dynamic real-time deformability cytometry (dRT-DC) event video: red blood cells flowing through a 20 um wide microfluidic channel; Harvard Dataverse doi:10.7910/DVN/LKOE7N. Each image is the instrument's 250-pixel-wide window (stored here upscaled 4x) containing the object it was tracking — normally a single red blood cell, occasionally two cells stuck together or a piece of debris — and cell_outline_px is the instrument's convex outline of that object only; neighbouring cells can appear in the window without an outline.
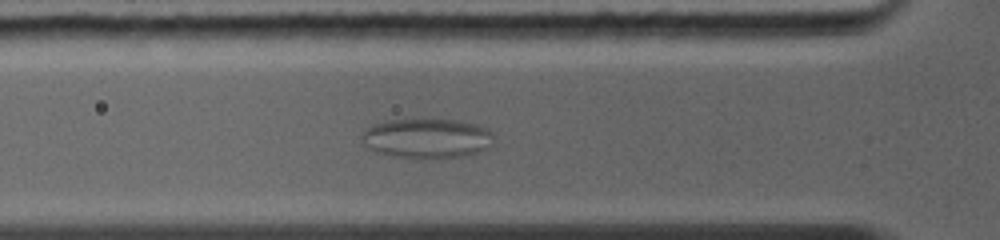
{"species": "common noctule bat (a hibernating species)", "species_latin": "Nyctalus noctula", "temperature_condition": "warm", "stored_images_in_passage": 53, "camera_frame_rate_fps": 5000, "um_per_image_px": 0.085, "animal": {"sex": "female", "body_mass_g": 19.0, "forearm_length_mm": 56.7}, "frame": {"image": 1, "passage_image": 11, "time_ms": 4.0, "image_size_px": [1000, 240], "cell_outline_px": [[492, 132], [484, 148], [480, 152], [464, 156], [396, 156], [376, 152], [360, 136], [368, 128], [376, 124], [392, 120], [456, 120], [472, 124]], "centroid_in_image_um": [36.25, 11.73], "position_along_channel_um": 89.6, "area_um2": 28.67}}
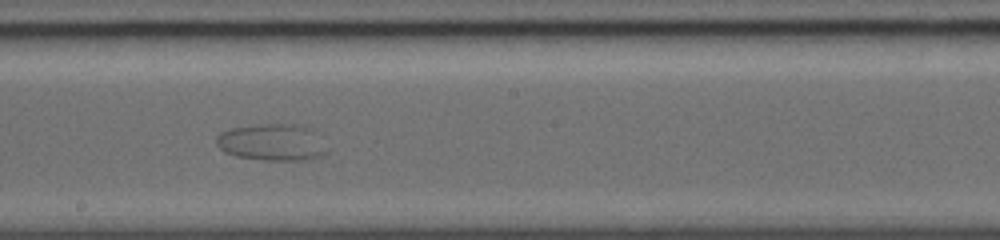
{"frame": {"image": 2, "passage_image": 23, "time_ms": 7.4, "image_size_px": [1000, 240], "cell_outline_px": [[328, 152], [324, 156], [304, 160], [264, 160], [236, 156], [224, 152], [216, 144], [216, 136], [220, 132], [228, 128], [260, 124], [296, 124], [308, 128], [328, 148]], "centroid_in_image_um": [23.09, 12.1], "position_along_channel_um": 225.1, "area_um2": 23.76}}
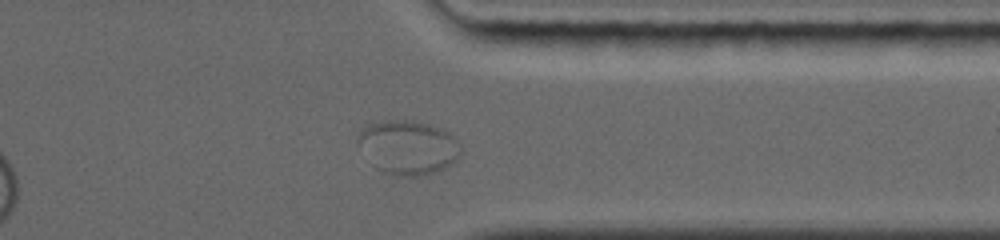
{"frame": {"image": 3, "passage_image": 42, "time_ms": 11.2, "image_size_px": [1000, 240], "cell_outline_px": [[460, 156], [456, 160], [444, 168], [432, 172], [416, 176], [400, 176], [376, 168], [356, 144], [356, 136], [364, 128], [372, 124], [384, 120], [408, 120], [428, 124], [440, 128], [456, 136], [460, 144]], "centroid_in_image_um": [34.69, 12.51], "position_along_channel_um": 376.7, "area_um2": 32.19}}